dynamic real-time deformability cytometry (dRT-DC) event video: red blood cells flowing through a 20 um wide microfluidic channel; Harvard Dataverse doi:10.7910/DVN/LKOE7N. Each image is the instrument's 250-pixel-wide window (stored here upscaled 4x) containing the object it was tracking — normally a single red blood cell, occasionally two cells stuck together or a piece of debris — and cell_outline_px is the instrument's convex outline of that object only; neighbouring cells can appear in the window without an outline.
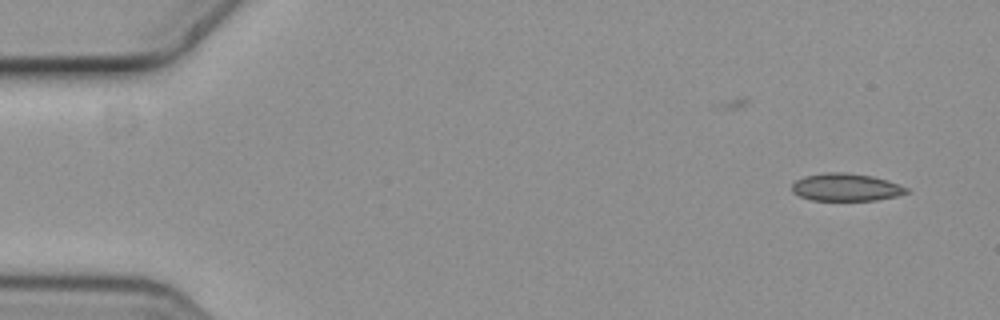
{"species": "common noctule bat (a hibernating species)", "species_latin": "Nyctalus noctula", "temperature_condition": "cold", "stored_images_in_passage": 3, "camera_frame_rate_fps": 3000, "um_per_image_px": 0.085, "animal": {"sex": "female", "body_mass_g": 19.3, "forearm_length_mm": 54.1}, "frame": {"image": 1, "passage_image": 3, "time_ms": 0.667, "image_size_px": [1000, 320], "cell_outline_px": [[912, 192], [896, 196], [876, 200], [812, 200], [800, 196], [792, 192], [792, 184], [796, 180], [804, 176], [824, 172], [844, 172], [872, 176], [888, 180], [908, 188]], "centroid_in_image_um": [71.92, 15.91], "position_along_channel_um": 13.1, "area_um2": 18.5}}